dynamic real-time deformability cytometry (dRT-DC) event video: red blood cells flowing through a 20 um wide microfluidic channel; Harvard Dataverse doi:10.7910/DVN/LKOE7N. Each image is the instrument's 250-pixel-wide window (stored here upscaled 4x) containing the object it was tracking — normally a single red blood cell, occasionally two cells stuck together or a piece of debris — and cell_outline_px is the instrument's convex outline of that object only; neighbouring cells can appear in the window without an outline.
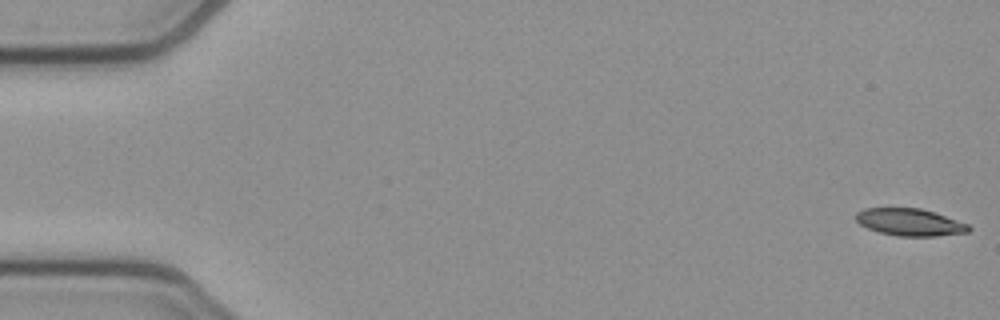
{"species": "common noctule bat (a hibernating species)", "species_latin": "Nyctalus noctula", "temperature_condition": "cold", "stored_images_in_passage": 12, "camera_frame_rate_fps": 3000, "um_per_image_px": 0.085, "animal": {"sex": "female", "body_mass_g": 21.9}, "frame": {"image": 1, "passage_image": 1, "time_ms": 0.0, "image_size_px": [1000, 320], "cell_outline_px": [[972, 228], [968, 232], [936, 236], [896, 236], [880, 232], [868, 228], [860, 224], [856, 220], [856, 212], [864, 208], [920, 208], [968, 224]], "centroid_in_image_um": [77.31, 18.89], "position_along_channel_um": 7.7, "area_um2": 17.69}}